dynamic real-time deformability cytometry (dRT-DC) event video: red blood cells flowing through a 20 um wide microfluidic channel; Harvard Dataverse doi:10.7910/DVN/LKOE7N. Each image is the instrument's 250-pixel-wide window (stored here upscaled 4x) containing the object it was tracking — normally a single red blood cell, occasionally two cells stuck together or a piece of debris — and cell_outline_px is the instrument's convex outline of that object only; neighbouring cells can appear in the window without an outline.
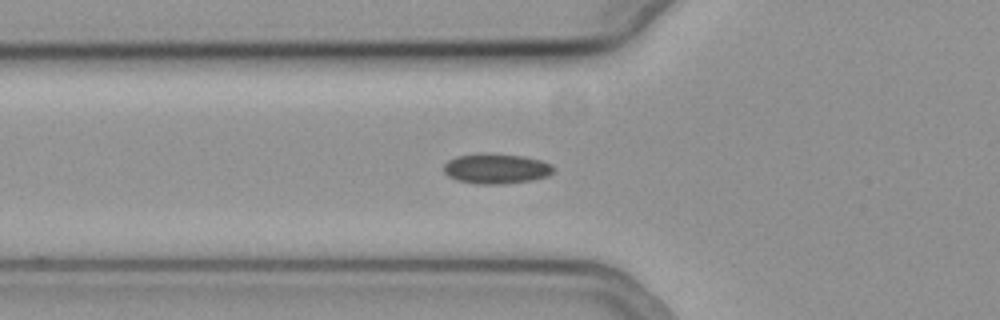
{"species": "common noctule bat (a hibernating species)", "species_latin": "Nyctalus noctula", "temperature_condition": "cold", "stored_images_in_passage": 43, "camera_frame_rate_fps": 3000, "um_per_image_px": 0.085, "animal": {"sex": "female", "body_mass_g": 19.3, "forearm_length_mm": 54.1}, "frame": {"image": 1, "passage_image": 9, "time_ms": 2.667, "image_size_px": [1000, 320], "cell_outline_px": [[556, 168], [548, 176], [532, 180], [504, 184], [476, 184], [456, 180], [448, 176], [444, 172], [444, 164], [448, 160], [456, 156], [476, 152], [480, 152], [524, 156], [540, 160], [552, 164]], "centroid_in_image_um": [42.16, 14.32], "position_along_channel_um": 83.6, "area_um2": 19.65}}
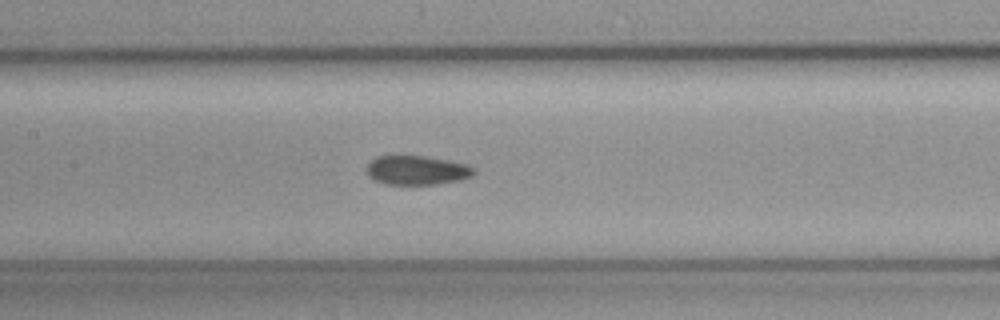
{"frame": {"image": 2, "passage_image": 16, "time_ms": 5.0, "image_size_px": [1000, 320], "cell_outline_px": [[476, 172], [472, 176], [460, 180], [436, 184], [384, 184], [368, 176], [368, 164], [376, 156], [424, 156], [448, 160], [468, 164], [476, 168]], "centroid_in_image_um": [35.49, 14.47], "position_along_channel_um": 171.9, "area_um2": 18.21}}
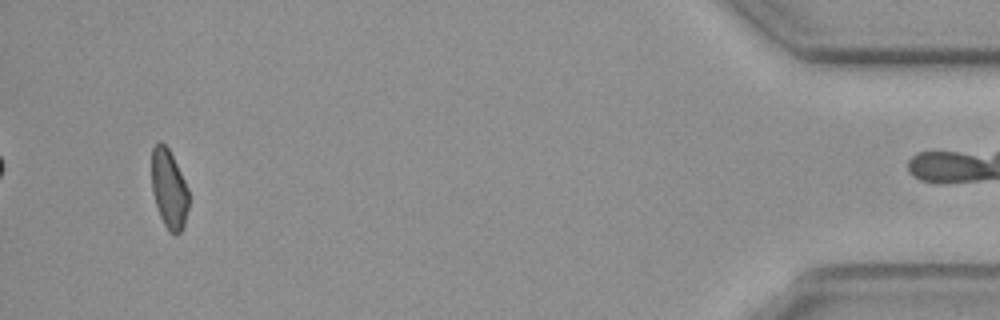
{"frame": {"image": 3, "passage_image": 42, "time_ms": 13.667, "image_size_px": [1000, 320], "cell_outline_px": [[188, 208], [184, 228], [176, 236], [168, 232], [160, 216], [152, 192], [152, 148], [160, 140], [168, 148], [188, 188]], "centroid_in_image_um": [14.37, 16.11], "position_along_channel_um": 420.8, "area_um2": 17.05}}